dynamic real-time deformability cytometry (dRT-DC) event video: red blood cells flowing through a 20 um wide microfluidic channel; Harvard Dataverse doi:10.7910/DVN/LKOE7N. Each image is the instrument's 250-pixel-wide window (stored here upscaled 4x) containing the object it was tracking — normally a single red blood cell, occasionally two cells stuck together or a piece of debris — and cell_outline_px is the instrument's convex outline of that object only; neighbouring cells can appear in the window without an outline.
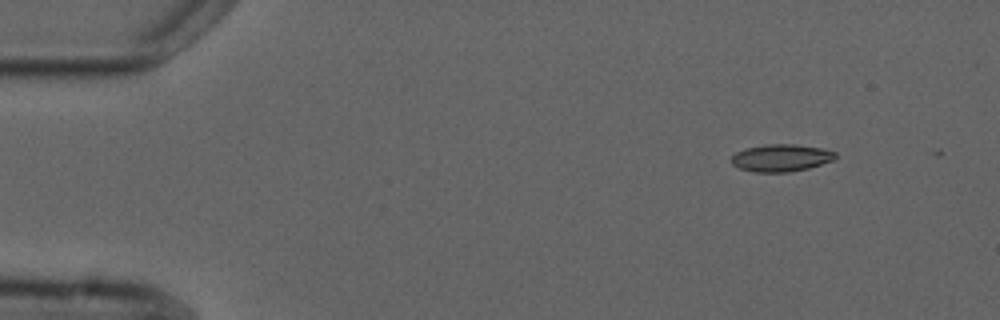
{"species": "common noctule bat (a hibernating species)", "species_latin": "Nyctalus noctula", "temperature_condition": "cold", "stored_images_in_passage": 4, "camera_frame_rate_fps": 3000, "um_per_image_px": 0.085, "animal": {"sex": "male", "forearm_length_mm": 52.5}, "frame": {"image": 1, "passage_image": 1, "time_ms": 0.0, "image_size_px": [1000, 320], "cell_outline_px": [[836, 156], [832, 160], [808, 168], [788, 172], [756, 172], [740, 168], [732, 164], [732, 156], [736, 152], [744, 148], [764, 144], [796, 144], [824, 148], [836, 152]], "centroid_in_image_um": [66.39, 13.4], "position_along_channel_um": 18.6, "area_um2": 16.53}}
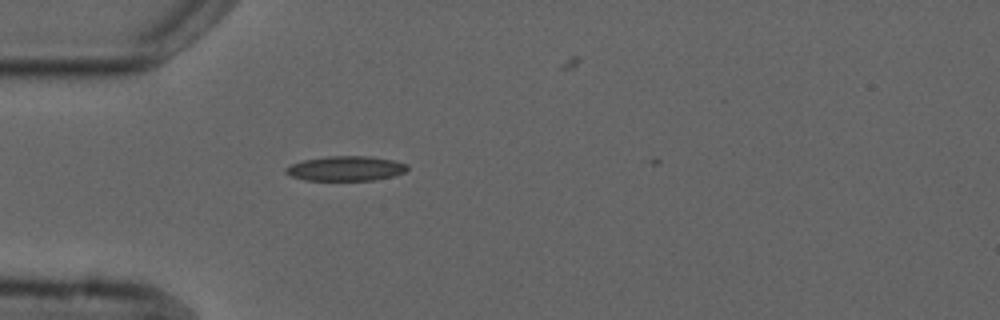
{"frame": {"image": 2, "passage_image": 3, "time_ms": 3.333, "image_size_px": [1000, 320], "cell_outline_px": [[408, 168], [404, 172], [392, 176], [372, 180], [304, 180], [292, 176], [284, 172], [284, 168], [292, 164], [304, 160], [324, 156], [368, 156], [396, 160], [408, 164]], "centroid_in_image_um": [29.39, 14.31], "position_along_channel_um": 55.6, "area_um2": 17.57}}